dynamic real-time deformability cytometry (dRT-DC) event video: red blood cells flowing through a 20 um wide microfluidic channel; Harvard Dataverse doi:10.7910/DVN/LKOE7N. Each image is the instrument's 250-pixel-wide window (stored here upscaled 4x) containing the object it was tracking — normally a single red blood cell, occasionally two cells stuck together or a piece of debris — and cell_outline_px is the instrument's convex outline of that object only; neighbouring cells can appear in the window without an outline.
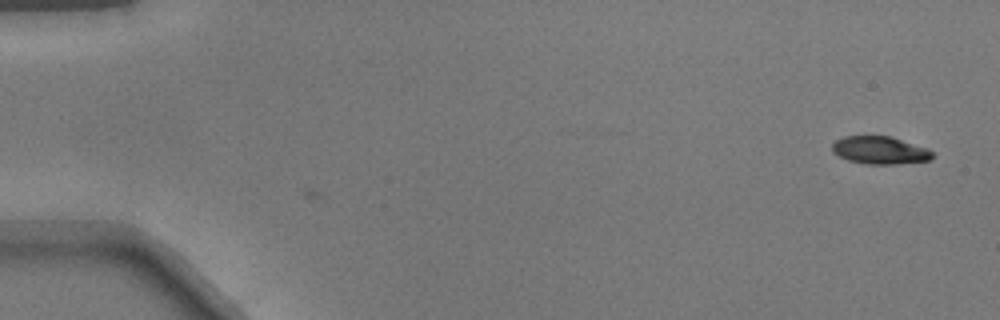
{"species": "common noctule bat (a hibernating species)", "species_latin": "Nyctalus noctula", "temperature_condition": "warm", "stored_images_in_passage": 6, "camera_frame_rate_fps": 3000, "um_per_image_px": 0.085, "animal": {"sex": "male", "body_mass_g": 17.9}, "frame": {"image": 1, "passage_image": 6, "time_ms": 1.667, "image_size_px": [1000, 320], "cell_outline_px": [[932, 156], [928, 160], [896, 164], [868, 164], [848, 160], [832, 152], [832, 144], [836, 140], [844, 136], [892, 136], [928, 148], [932, 152]], "centroid_in_image_um": [74.78, 12.76], "position_along_channel_um": 10.2, "area_um2": 16.13}}